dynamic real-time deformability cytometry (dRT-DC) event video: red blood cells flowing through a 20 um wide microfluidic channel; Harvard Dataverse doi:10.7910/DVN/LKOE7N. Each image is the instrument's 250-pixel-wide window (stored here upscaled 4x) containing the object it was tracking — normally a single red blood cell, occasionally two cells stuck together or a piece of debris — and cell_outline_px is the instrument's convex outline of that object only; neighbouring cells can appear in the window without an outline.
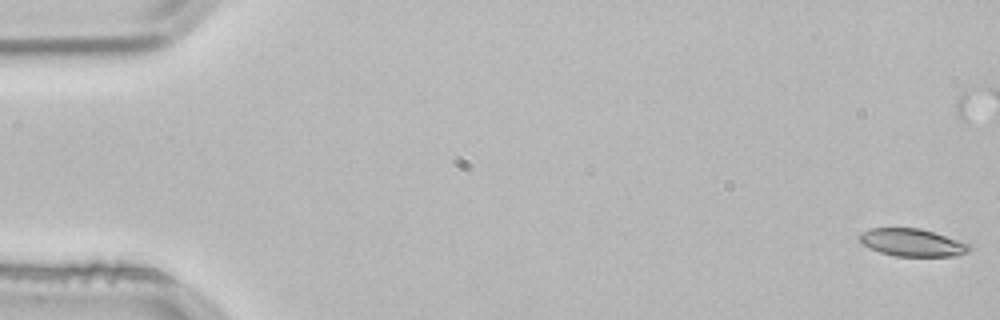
{"species": "common noctule bat (a hibernating species)", "species_latin": "Nyctalus noctula", "temperature_condition": "room temperature", "stored_images_in_passage": 54, "camera_frame_rate_fps": 3000, "um_per_image_px": 0.085, "animal": {"sex": "male", "body_mass_g": 21.5, "forearm_length_mm": 52.0}, "frame": {"image": 1, "passage_image": 1, "time_ms": 0.0, "image_size_px": [1000, 320], "cell_outline_px": [[972, 248], [968, 252], [956, 256], [896, 256], [880, 252], [864, 244], [860, 240], [860, 232], [872, 228], [920, 228], [968, 244]], "centroid_in_image_um": [77.54, 20.62], "position_along_channel_um": 7.5, "area_um2": 17.28}}
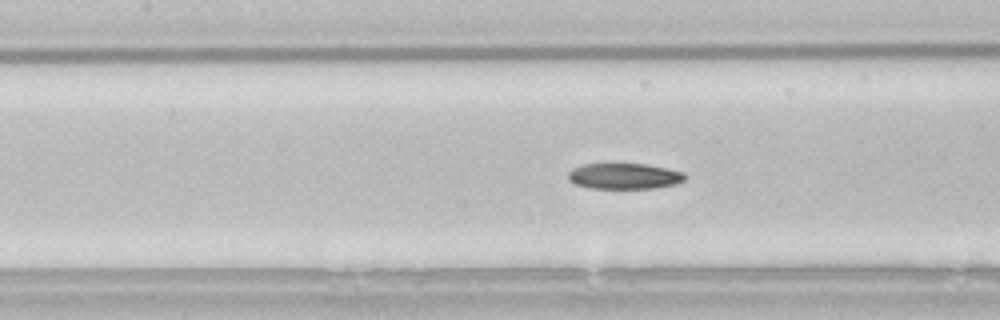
{"frame": {"image": 2, "passage_image": 24, "time_ms": 7.667, "image_size_px": [1000, 320], "cell_outline_px": [[684, 180], [676, 184], [656, 188], [592, 188], [576, 184], [568, 180], [568, 172], [572, 168], [584, 164], [644, 164], [668, 168], [684, 172]], "centroid_in_image_um": [53.06, 14.97], "position_along_channel_um": 154.3, "area_um2": 17.51}}
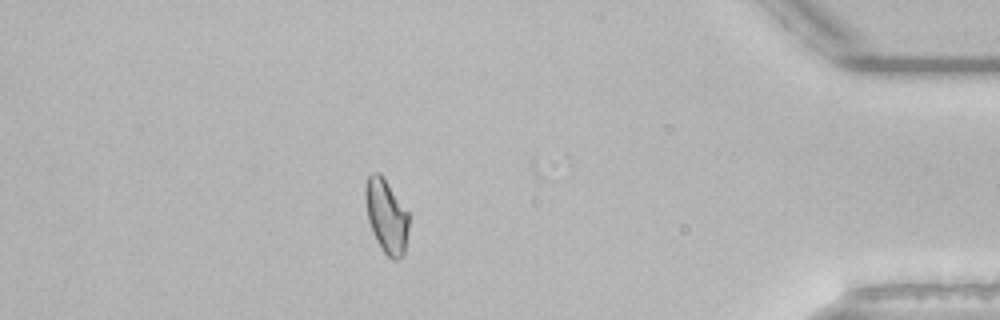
{"frame": {"image": 3, "passage_image": 47, "time_ms": 15.333, "image_size_px": [1000, 320], "cell_outline_px": [[408, 228], [404, 256], [396, 260], [392, 260], [380, 248], [372, 232], [368, 220], [364, 200], [364, 184], [368, 176], [372, 172], [380, 172], [408, 212]], "centroid_in_image_um": [32.81, 18.36], "position_along_channel_um": 402.4, "area_um2": 18.9}}